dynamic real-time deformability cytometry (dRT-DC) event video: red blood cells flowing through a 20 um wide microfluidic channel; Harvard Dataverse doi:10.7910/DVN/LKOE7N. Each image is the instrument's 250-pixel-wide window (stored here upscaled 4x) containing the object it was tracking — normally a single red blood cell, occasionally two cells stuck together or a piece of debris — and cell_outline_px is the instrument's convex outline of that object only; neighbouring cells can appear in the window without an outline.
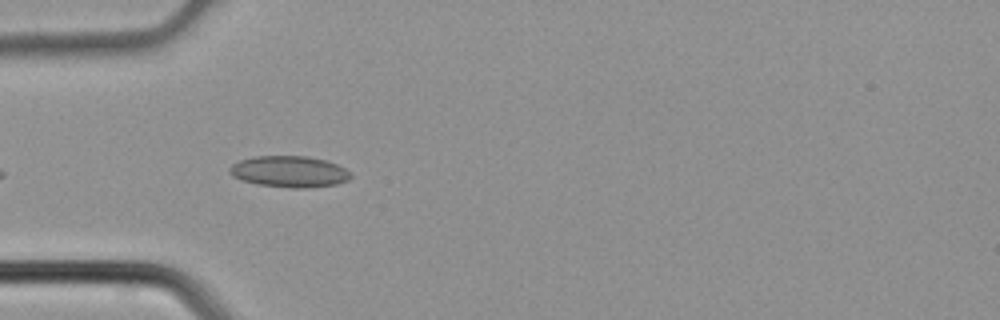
{"species": "common noctule bat (a hibernating species)", "species_latin": "Nyctalus noctula", "temperature_condition": "cold", "stored_images_in_passage": 4, "camera_frame_rate_fps": 3000, "um_per_image_px": 0.085, "animal": {"sex": "male", "body_mass_g": 21.5, "forearm_length_mm": 52.0}, "frame": {"image": 1, "passage_image": 3, "time_ms": 0.667, "image_size_px": [1000, 320], "cell_outline_px": [[352, 176], [348, 180], [336, 184], [308, 188], [292, 188], [256, 184], [232, 176], [228, 172], [228, 168], [232, 164], [240, 160], [256, 156], [308, 156], [324, 160], [336, 164], [352, 172]], "centroid_in_image_um": [24.59, 14.59], "position_along_channel_um": 60.4, "area_um2": 22.14}}
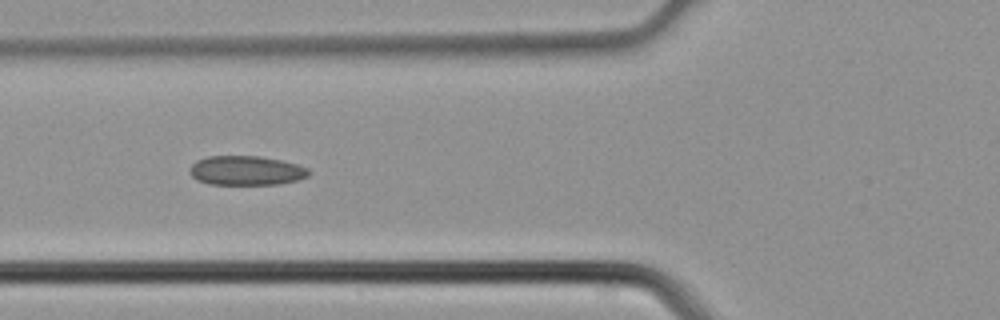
{"frame": {"image": 2, "passage_image": 4, "time_ms": 1.0, "image_size_px": [1000, 320], "cell_outline_px": [[308, 176], [296, 180], [280, 184], [208, 184], [196, 180], [188, 172], [188, 168], [196, 160], [208, 156], [260, 156], [280, 160], [296, 164], [308, 168]], "centroid_in_image_um": [20.86, 14.49], "position_along_channel_um": 104.9, "area_um2": 20.4}}